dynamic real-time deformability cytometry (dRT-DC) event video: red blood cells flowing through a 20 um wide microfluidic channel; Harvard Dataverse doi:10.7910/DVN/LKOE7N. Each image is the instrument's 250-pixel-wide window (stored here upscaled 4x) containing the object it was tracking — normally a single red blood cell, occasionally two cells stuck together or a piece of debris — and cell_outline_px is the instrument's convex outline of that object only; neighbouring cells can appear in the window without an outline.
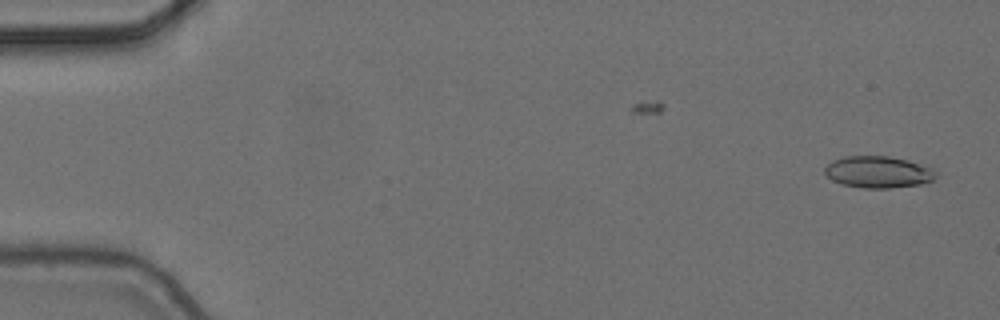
{"species": "common noctule bat (a hibernating species)", "species_latin": "Nyctalus noctula", "temperature_condition": "cold", "stored_images_in_passage": 3, "camera_frame_rate_fps": 3000, "um_per_image_px": 0.085, "animal": {"sex": "female", "body_mass_g": 24.6, "forearm_length_mm": 56.2}, "frame": {"image": 1, "passage_image": 3, "time_ms": 0.667, "image_size_px": [1000, 320], "cell_outline_px": [[936, 176], [932, 180], [920, 184], [892, 188], [864, 188], [844, 184], [832, 180], [824, 172], [824, 168], [832, 160], [844, 156], [888, 156], [904, 160], [932, 168], [936, 172]], "centroid_in_image_um": [74.61, 14.62], "position_along_channel_um": 10.4, "area_um2": 20.29}}